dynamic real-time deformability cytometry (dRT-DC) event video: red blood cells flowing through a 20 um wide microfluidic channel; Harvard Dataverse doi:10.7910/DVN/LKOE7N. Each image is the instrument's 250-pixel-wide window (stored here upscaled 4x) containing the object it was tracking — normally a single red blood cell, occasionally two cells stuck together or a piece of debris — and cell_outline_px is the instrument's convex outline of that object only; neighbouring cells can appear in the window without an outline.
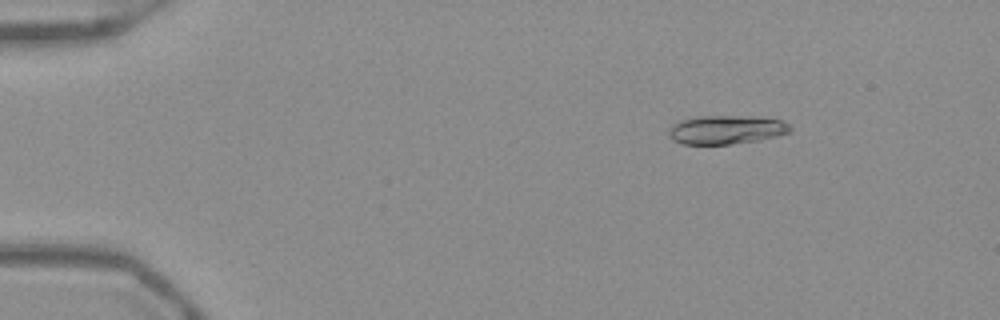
{"species": "Egyptian fruit bat (a non-hibernating species)", "species_latin": "Rousettus aegyptiacus", "temperature_condition": "warm", "stored_images_in_passage": 47, "camera_frame_rate_fps": 3000, "um_per_image_px": 0.085, "frame": {"image": 1, "passage_image": 2, "time_ms": 0.333, "image_size_px": [1000, 320], "cell_outline_px": [[792, 132], [760, 140], [732, 144], [684, 144], [672, 140], [668, 136], [668, 128], [672, 124], [680, 120], [696, 116], [752, 116], [780, 120], [788, 124], [792, 128]], "centroid_in_image_um": [61.7, 11.02], "position_along_channel_um": 23.3, "area_um2": 20.58}}
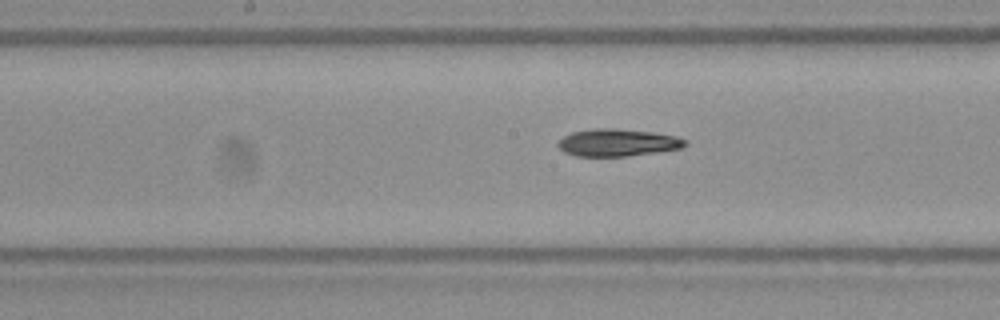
{"frame": {"image": 2, "passage_image": 22, "time_ms": 7.0, "image_size_px": [1000, 320], "cell_outline_px": [[688, 144], [684, 148], [628, 156], [576, 156], [564, 152], [556, 144], [564, 136], [572, 132], [596, 128], [616, 128], [652, 132], [676, 136], [688, 140]], "centroid_in_image_um": [52.53, 12.12], "position_along_channel_um": 195.7, "area_um2": 20.35}}
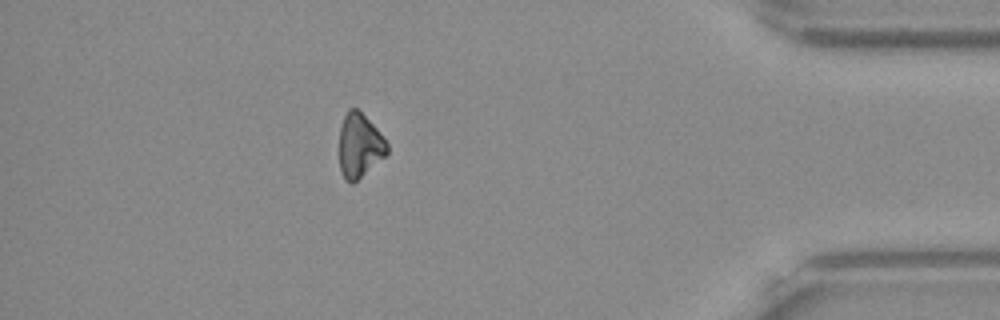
{"frame": {"image": 3, "passage_image": 41, "time_ms": 13.333, "image_size_px": [1000, 320], "cell_outline_px": [[388, 152], [384, 156], [352, 184], [344, 180], [340, 172], [340, 128], [344, 116], [348, 108], [356, 108], [376, 128], [388, 144]], "centroid_in_image_um": [30.53, 12.38], "position_along_channel_um": 404.7, "area_um2": 17.51}, "authors_computed_cell_mechanics": {"area_um2": 20.1722, "velocity_mm_per_s": 3.9322, "shape_relaxation_time_tau1_ms": 5.3253, "shape_relaxation_time_tau2_ms": null, "deformation_change_tau1": 0.1449, "deformation_change_tau2": null}}